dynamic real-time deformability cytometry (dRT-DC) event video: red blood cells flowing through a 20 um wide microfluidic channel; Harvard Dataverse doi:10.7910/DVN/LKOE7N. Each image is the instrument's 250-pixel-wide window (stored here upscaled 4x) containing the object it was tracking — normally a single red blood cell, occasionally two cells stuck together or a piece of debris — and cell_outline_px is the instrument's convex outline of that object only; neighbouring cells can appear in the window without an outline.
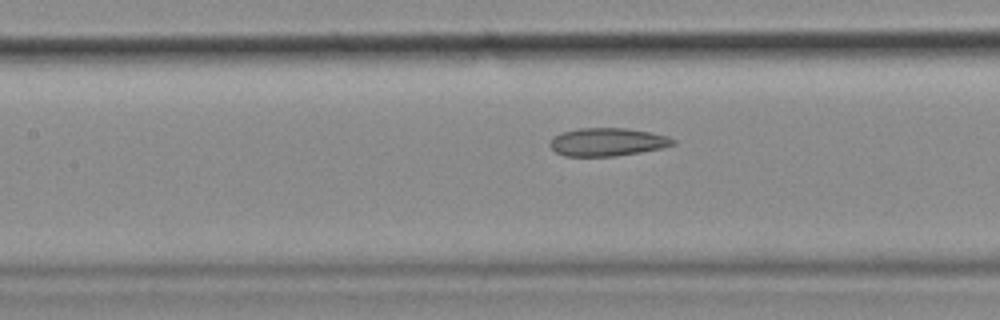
{"species": "common noctule bat (a hibernating species)", "species_latin": "Nyctalus noctula", "temperature_condition": "cold", "stored_images_in_passage": 34, "camera_frame_rate_fps": 3000, "um_per_image_px": 0.085, "animal": {"sex": "female", "body_mass_g": 18.4}, "frame": {"image": 1, "passage_image": 15, "time_ms": 4.667, "image_size_px": [1000, 320], "cell_outline_px": [[676, 144], [660, 148], [640, 152], [616, 156], [564, 156], [556, 152], [548, 144], [552, 136], [560, 132], [580, 128], [624, 128], [652, 132], [668, 136], [676, 140]], "centroid_in_image_um": [51.61, 12.06], "position_along_channel_um": 155.8, "area_um2": 20.29}}